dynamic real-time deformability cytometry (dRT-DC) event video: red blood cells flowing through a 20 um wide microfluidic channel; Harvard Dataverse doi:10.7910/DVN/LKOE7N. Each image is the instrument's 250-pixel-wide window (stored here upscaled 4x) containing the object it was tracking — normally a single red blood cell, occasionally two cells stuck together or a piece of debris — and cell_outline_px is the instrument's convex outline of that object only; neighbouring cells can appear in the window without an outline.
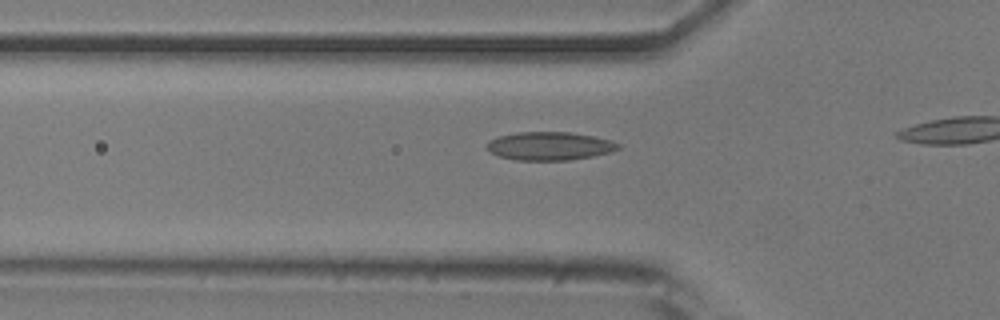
{"species": "common noctule bat (a hibernating species)", "species_latin": "Nyctalus noctula", "temperature_condition": "room temperature", "stored_images_in_passage": 12, "camera_frame_rate_fps": 3000, "um_per_image_px": 0.085, "animal": {"sex": "male", "body_mass_g": 20.5, "forearm_length_mm": 52.5}, "frame": {"image": 1, "passage_image": 7, "time_ms": 2.0, "image_size_px": [1000, 320], "cell_outline_px": [[620, 148], [612, 152], [592, 156], [568, 160], [516, 160], [500, 156], [492, 152], [488, 148], [488, 140], [496, 136], [516, 132], [568, 132], [592, 136], [612, 140], [620, 144]], "centroid_in_image_um": [46.73, 12.4], "position_along_channel_um": 79.1, "area_um2": 21.62}}
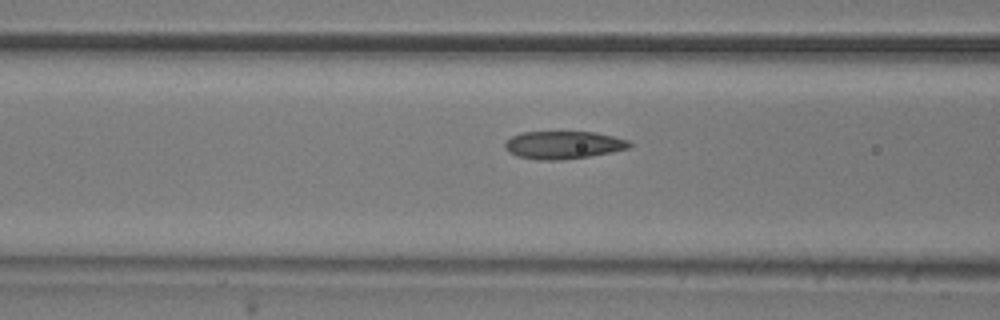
{"frame": {"image": 2, "passage_image": 10, "time_ms": 3.0, "image_size_px": [1000, 320], "cell_outline_px": [[632, 144], [628, 148], [612, 152], [588, 156], [560, 160], [540, 160], [516, 156], [508, 152], [504, 148], [504, 144], [512, 136], [520, 132], [596, 132], [628, 140]], "centroid_in_image_um": [47.85, 12.32], "position_along_channel_um": 118.7, "area_um2": 20.11}}